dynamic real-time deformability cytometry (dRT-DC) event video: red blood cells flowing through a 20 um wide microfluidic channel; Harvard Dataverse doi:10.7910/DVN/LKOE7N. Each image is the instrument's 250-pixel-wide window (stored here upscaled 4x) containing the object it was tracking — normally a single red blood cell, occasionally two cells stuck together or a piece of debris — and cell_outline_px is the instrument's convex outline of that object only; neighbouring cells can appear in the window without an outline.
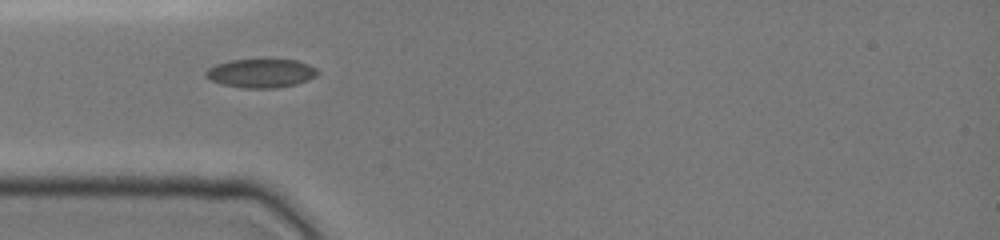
{"species": "common noctule bat (a hibernating species)", "species_latin": "Nyctalus noctula", "temperature_condition": "cold", "stored_images_in_passage": 31, "camera_frame_rate_fps": 3000, "um_per_image_px": 0.085, "animal": {"sex": "female", "body_mass_g": 19.0, "forearm_length_mm": 51.5}, "frame": {"image": 1, "passage_image": 1, "time_ms": 0.0, "image_size_px": [1000, 240], "cell_outline_px": [[320, 72], [316, 76], [308, 80], [296, 84], [276, 88], [244, 88], [220, 84], [204, 76], [204, 72], [208, 68], [216, 64], [228, 60], [296, 60], [308, 64], [316, 68]], "centroid_in_image_um": [22.17, 6.23], "position_along_channel_um": 62.8, "area_um2": 18.79}}
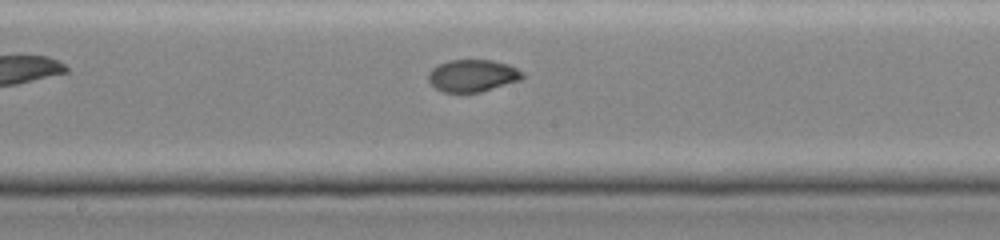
{"frame": {"image": 2, "passage_image": 12, "time_ms": 3.667, "image_size_px": [1000, 240], "cell_outline_px": [[524, 76], [520, 80], [480, 92], [444, 92], [436, 88], [428, 80], [428, 72], [432, 68], [448, 60], [492, 60], [508, 64], [524, 72]], "centroid_in_image_um": [40.17, 6.42], "position_along_channel_um": 208.0, "area_um2": 17.57}}
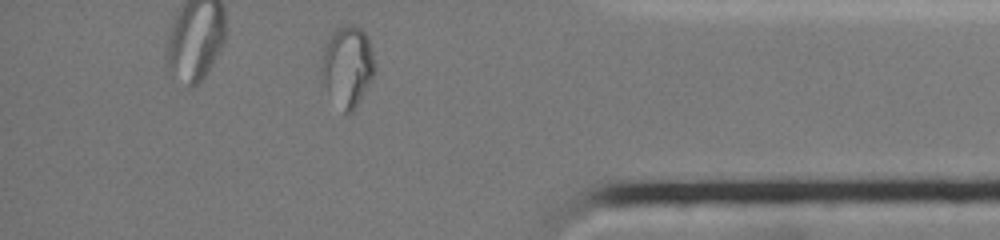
{"frame": {"image": 3, "passage_image": 28, "time_ms": 9.0, "image_size_px": [1000, 240], "cell_outline_px": [[376, 72], [360, 100], [352, 112], [344, 116], [320, 84], [320, 60], [324, 48], [332, 32], [336, 28], [344, 24], [352, 24], [360, 28], [368, 36], [376, 68]], "centroid_in_image_um": [29.49, 5.68], "position_along_channel_um": 405.7, "area_um2": 26.01}}